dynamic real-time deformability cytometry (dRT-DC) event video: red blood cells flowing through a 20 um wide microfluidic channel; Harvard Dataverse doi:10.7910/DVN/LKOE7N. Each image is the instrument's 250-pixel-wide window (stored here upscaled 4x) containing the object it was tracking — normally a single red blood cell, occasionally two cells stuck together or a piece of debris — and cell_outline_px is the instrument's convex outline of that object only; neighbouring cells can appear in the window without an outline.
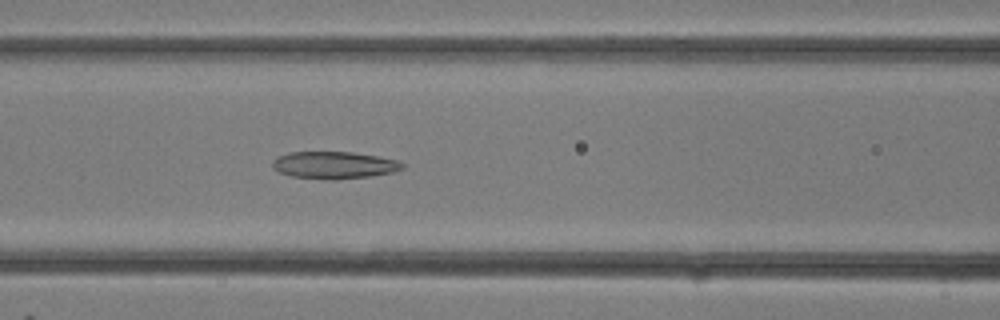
{"species": "common noctule bat (a hibernating species)", "species_latin": "Nyctalus noctula", "temperature_condition": "room temperature", "stored_images_in_passage": 15, "camera_frame_rate_fps": 3000, "um_per_image_px": 0.085, "animal": {"sex": "female"}, "frame": {"image": 1, "passage_image": 13, "time_ms": 4.0, "image_size_px": [1000, 320], "cell_outline_px": [[404, 168], [392, 172], [368, 176], [336, 180], [328, 180], [292, 176], [280, 172], [272, 168], [272, 160], [276, 156], [292, 152], [352, 152], [376, 156], [396, 160], [404, 164]], "centroid_in_image_um": [28.36, 14.03], "position_along_channel_um": 138.2, "area_um2": 20.52}}
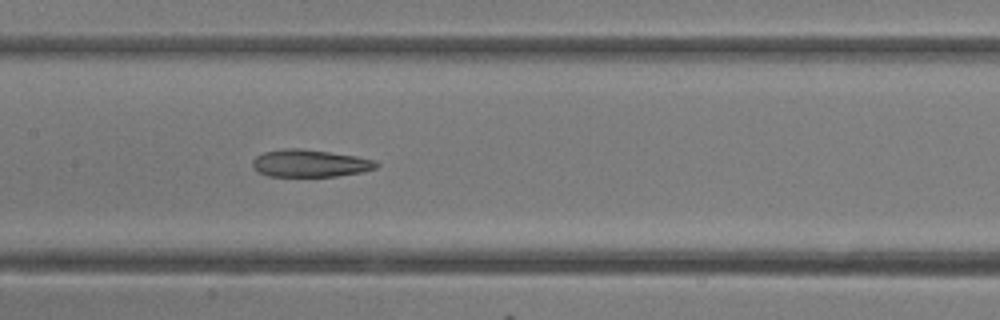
{"frame": {"image": 2, "passage_image": 15, "time_ms": 4.667, "image_size_px": [1000, 320], "cell_outline_px": [[380, 164], [376, 168], [364, 172], [336, 176], [268, 176], [256, 172], [252, 164], [252, 160], [256, 156], [264, 152], [284, 148], [300, 148], [356, 156], [376, 160]], "centroid_in_image_um": [26.35, 13.88], "position_along_channel_um": 181.1, "area_um2": 19.88}}